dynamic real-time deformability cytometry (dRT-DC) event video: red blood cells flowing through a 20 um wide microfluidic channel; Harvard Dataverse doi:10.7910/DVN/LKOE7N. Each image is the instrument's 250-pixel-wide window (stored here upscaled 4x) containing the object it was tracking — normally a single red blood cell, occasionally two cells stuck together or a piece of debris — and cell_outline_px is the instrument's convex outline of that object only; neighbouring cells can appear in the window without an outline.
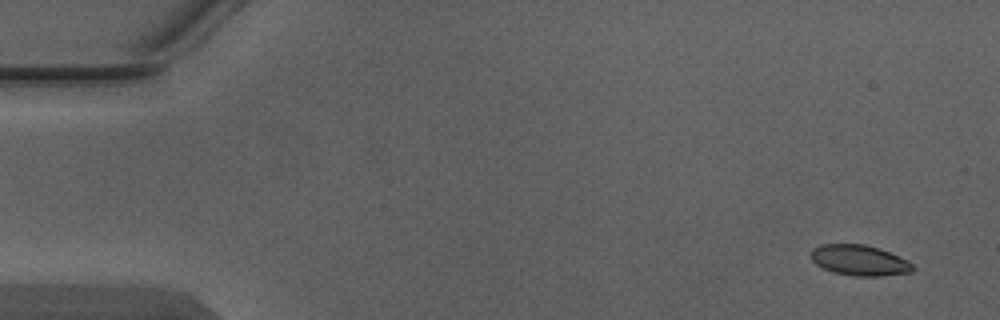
{"species": "Egyptian fruit bat (a non-hibernating species)", "species_latin": "Rousettus aegyptiacus", "temperature_condition": "warm", "stored_images_in_passage": 4, "camera_frame_rate_fps": 3000, "um_per_image_px": 0.085, "animal": {"sex": "male"}, "frame": {"image": 1, "passage_image": 1, "time_ms": 0.0, "image_size_px": [1000, 320], "cell_outline_px": [[916, 268], [912, 272], [880, 276], [852, 276], [836, 272], [824, 268], [816, 264], [812, 260], [812, 248], [820, 244], [864, 244], [880, 248], [908, 260]], "centroid_in_image_um": [73.09, 22.12], "position_along_channel_um": 11.9, "area_um2": 18.15}}
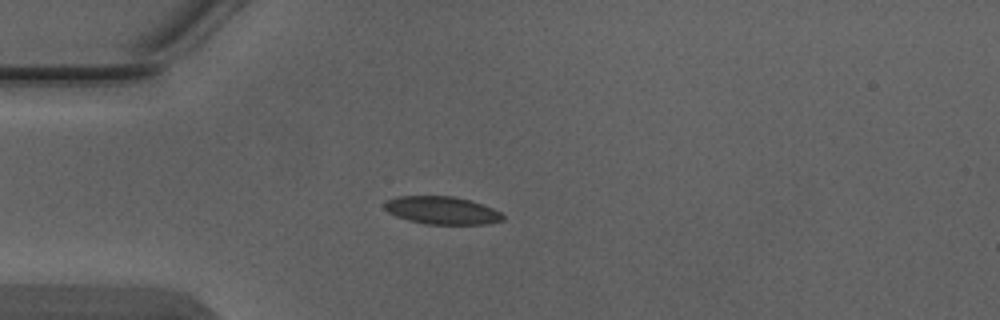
{"frame": {"image": 2, "passage_image": 4, "time_ms": 1.0, "image_size_px": [1000, 320], "cell_outline_px": [[504, 220], [488, 224], [428, 224], [408, 220], [396, 216], [388, 212], [384, 208], [384, 204], [388, 200], [396, 196], [452, 196], [468, 200], [492, 208], [500, 212], [504, 216]], "centroid_in_image_um": [37.55, 17.88], "position_along_channel_um": 47.4, "area_um2": 19.02}}